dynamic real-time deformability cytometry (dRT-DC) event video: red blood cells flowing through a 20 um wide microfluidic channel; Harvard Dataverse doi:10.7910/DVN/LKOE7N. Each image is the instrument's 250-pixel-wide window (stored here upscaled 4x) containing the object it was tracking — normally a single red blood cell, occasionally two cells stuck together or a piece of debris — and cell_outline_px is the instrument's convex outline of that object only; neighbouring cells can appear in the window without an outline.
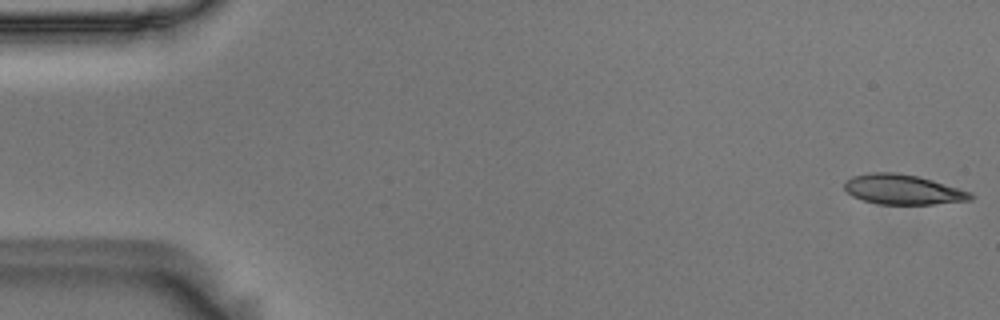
{"species": "Egyptian fruit bat (a non-hibernating species)", "species_latin": "Rousettus aegyptiacus", "temperature_condition": "room temperature", "stored_images_in_passage": 55, "camera_frame_rate_fps": 3000, "um_per_image_px": 0.085, "animal": {"sex": "male"}, "frame": {"image": 1, "passage_image": 1, "time_ms": 0.0, "image_size_px": [1000, 320], "cell_outline_px": [[976, 196], [972, 200], [932, 204], [880, 204], [864, 200], [852, 196], [844, 188], [844, 184], [852, 176], [872, 172], [896, 172], [916, 176], [932, 180], [972, 192]], "centroid_in_image_um": [76.78, 16.11], "position_along_channel_um": 8.2, "area_um2": 21.91}}
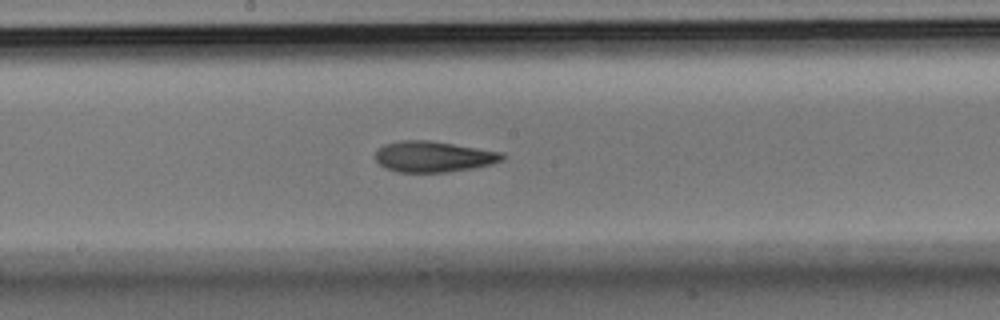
{"frame": {"image": 2, "passage_image": 29, "time_ms": 9.333, "image_size_px": [1000, 320], "cell_outline_px": [[504, 160], [492, 164], [472, 168], [448, 172], [396, 172], [380, 164], [376, 160], [376, 148], [384, 144], [400, 140], [428, 140], [504, 152]], "centroid_in_image_um": [36.85, 13.31], "position_along_channel_um": 211.3, "area_um2": 22.89}}
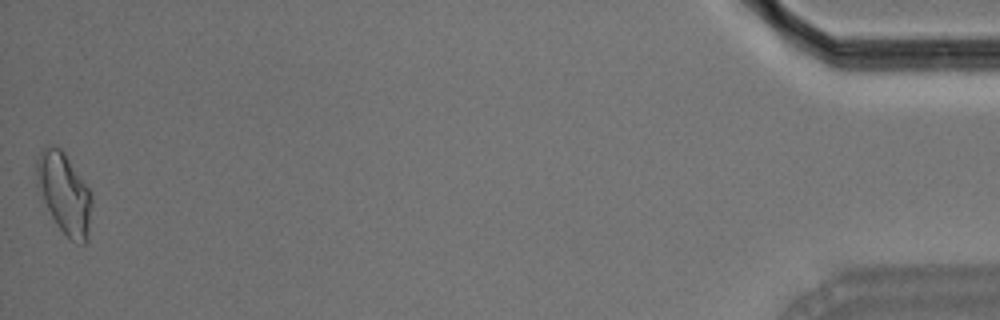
{"frame": {"image": 3, "passage_image": 55, "time_ms": 18.0, "image_size_px": [1000, 320], "cell_outline_px": [[92, 204], [88, 244], [80, 244], [72, 240], [56, 224], [40, 200], [36, 184], [36, 160], [40, 152], [44, 148], [60, 148], [64, 152], [88, 188], [92, 196]], "centroid_in_image_um": [5.45, 16.5], "position_along_channel_um": 429.7, "area_um2": 26.13}, "authors_computed_cell_mechanics": {"area_um2": 22.7154, "velocity_mm_per_s": 3.6153, "shape_relaxation_time_tau1_ms": 8.4161, "shape_relaxation_time_tau2_ms": 5.7577, "deformation_change_tau1": 0.2103, "deformation_change_tau2": 0.1346}}